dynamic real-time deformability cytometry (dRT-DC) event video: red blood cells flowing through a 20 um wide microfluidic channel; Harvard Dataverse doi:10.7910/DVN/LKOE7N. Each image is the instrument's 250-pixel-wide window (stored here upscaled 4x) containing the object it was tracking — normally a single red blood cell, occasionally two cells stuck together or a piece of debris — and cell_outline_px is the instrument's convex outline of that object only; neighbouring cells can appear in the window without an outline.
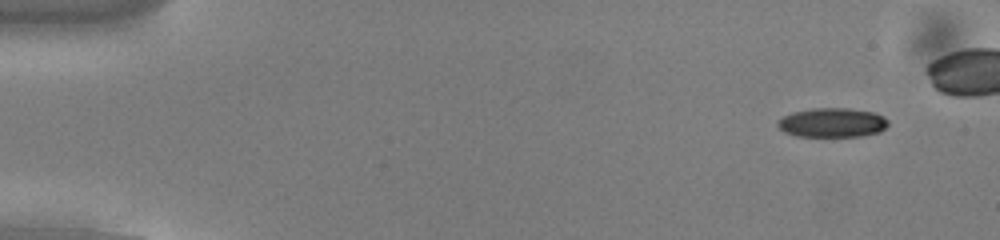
{"species": "common noctule bat (a hibernating species)", "species_latin": "Nyctalus noctula", "temperature_condition": "cold", "stored_images_in_passage": 47, "camera_frame_rate_fps": 3000, "um_per_image_px": 0.085, "animal": {"sex": "male", "body_mass_g": 13.0, "forearm_length_mm": 53.1}, "frame": {"image": 1, "passage_image": 4, "time_ms": 1.0, "image_size_px": [1000, 240], "cell_outline_px": [[888, 124], [880, 132], [860, 136], [796, 136], [784, 132], [776, 124], [776, 120], [792, 112], [812, 108], [848, 108], [872, 112], [884, 116], [888, 120]], "centroid_in_image_um": [70.72, 10.42], "position_along_channel_um": 14.3, "area_um2": 18.9}}
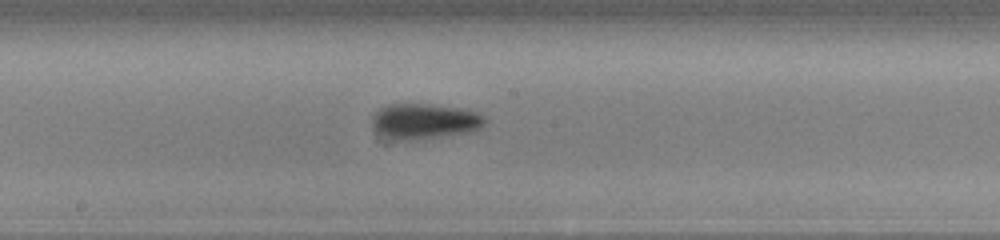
{"frame": {"image": 2, "passage_image": 29, "time_ms": 9.333, "image_size_px": [1000, 240], "cell_outline_px": [[484, 124], [480, 128], [468, 132], [416, 140], [396, 140], [376, 132], [372, 128], [372, 116], [380, 108], [388, 104], [428, 104], [460, 108], [476, 112], [484, 116]], "centroid_in_image_um": [36.04, 10.31], "position_along_channel_um": 212.2, "area_um2": 23.18}}
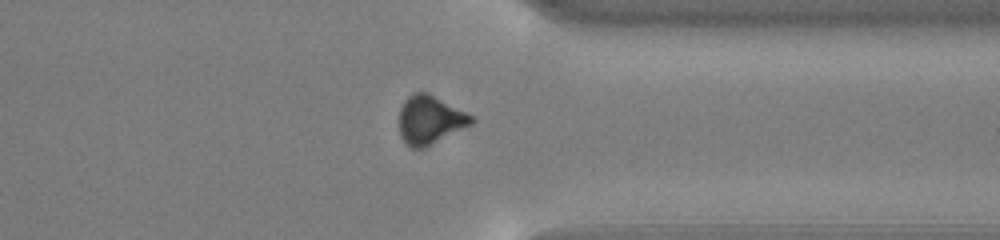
{"frame": {"image": 3, "passage_image": 42, "time_ms": 13.667, "image_size_px": [1000, 240], "cell_outline_px": [[476, 120], [472, 124], [420, 148], [412, 148], [400, 136], [400, 108], [404, 100], [412, 92], [428, 92], [472, 116]], "centroid_in_image_um": [36.52, 10.14], "position_along_channel_um": 374.9, "area_um2": 19.83}}